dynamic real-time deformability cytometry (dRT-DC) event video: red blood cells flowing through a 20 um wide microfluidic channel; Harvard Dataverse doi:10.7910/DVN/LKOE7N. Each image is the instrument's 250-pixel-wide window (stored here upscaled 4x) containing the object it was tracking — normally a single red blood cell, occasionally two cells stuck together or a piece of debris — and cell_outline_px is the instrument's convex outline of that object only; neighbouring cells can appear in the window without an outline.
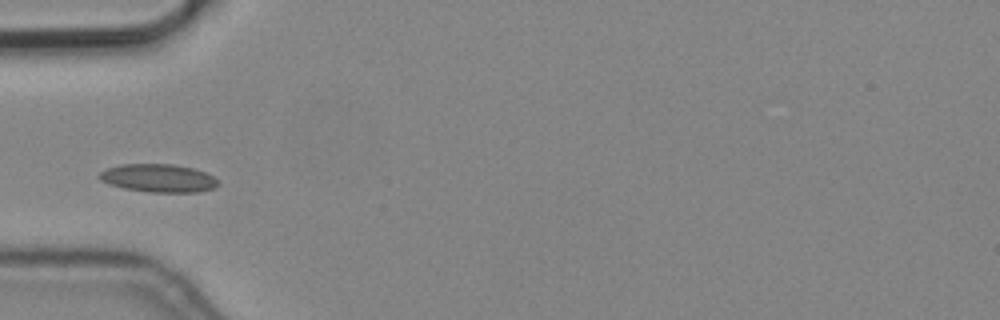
{"species": "common noctule bat (a hibernating species)", "species_latin": "Nyctalus noctula", "temperature_condition": "cold", "stored_images_in_passage": 5, "camera_frame_rate_fps": 3000, "um_per_image_px": 0.085, "animal": {"sex": "male", "body_mass_g": 19.2, "forearm_length_mm": 51.8}, "frame": {"image": 1, "passage_image": 3, "time_ms": 0.667, "image_size_px": [1000, 320], "cell_outline_px": [[220, 184], [216, 188], [196, 192], [148, 192], [124, 188], [108, 184], [100, 180], [96, 176], [100, 172], [108, 168], [120, 164], [172, 164], [192, 168], [204, 172], [220, 180]], "centroid_in_image_um": [13.47, 15.14], "position_along_channel_um": 71.5, "area_um2": 19.59}}
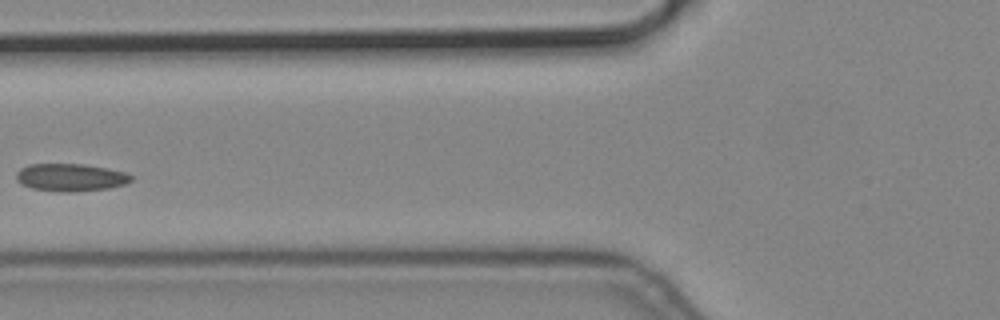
{"frame": {"image": 2, "passage_image": 4, "time_ms": 1.0, "image_size_px": [1000, 320], "cell_outline_px": [[132, 180], [124, 184], [108, 188], [72, 192], [64, 192], [32, 188], [20, 184], [16, 180], [16, 172], [20, 168], [28, 164], [84, 164], [124, 172], [132, 176]], "centroid_in_image_um": [5.95, 15.08], "position_along_channel_um": 119.9, "area_um2": 18.38}}
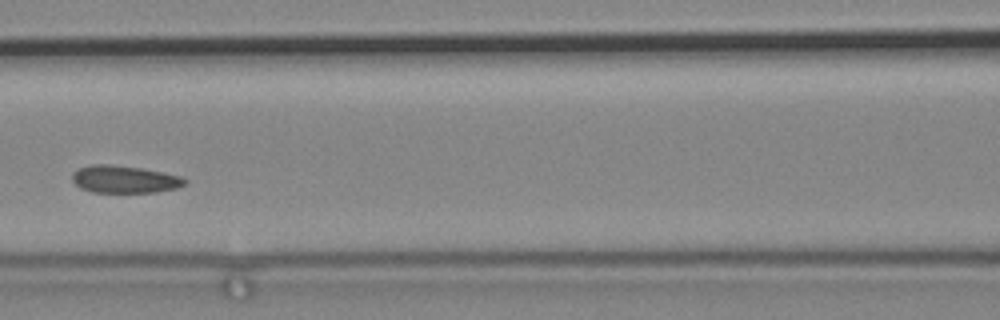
{"frame": {"image": 3, "passage_image": 5, "time_ms": 1.333, "image_size_px": [1000, 320], "cell_outline_px": [[188, 180], [184, 184], [176, 188], [156, 192], [92, 192], [80, 188], [72, 180], [72, 172], [76, 168], [92, 164], [108, 164], [140, 168], [180, 176]], "centroid_in_image_um": [10.52, 15.23], "position_along_channel_um": 156.1, "area_um2": 17.92}}